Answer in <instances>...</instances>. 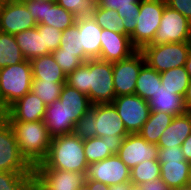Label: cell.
I'll return each instance as SVG.
<instances>
[{
    "label": "cell",
    "mask_w": 191,
    "mask_h": 190,
    "mask_svg": "<svg viewBox=\"0 0 191 190\" xmlns=\"http://www.w3.org/2000/svg\"><path fill=\"white\" fill-rule=\"evenodd\" d=\"M51 54L66 76L83 63L75 53L63 52L62 48L52 51Z\"/></svg>",
    "instance_id": "39"
},
{
    "label": "cell",
    "mask_w": 191,
    "mask_h": 190,
    "mask_svg": "<svg viewBox=\"0 0 191 190\" xmlns=\"http://www.w3.org/2000/svg\"><path fill=\"white\" fill-rule=\"evenodd\" d=\"M46 105L31 91L16 100L4 112L3 117L8 122L43 121Z\"/></svg>",
    "instance_id": "16"
},
{
    "label": "cell",
    "mask_w": 191,
    "mask_h": 190,
    "mask_svg": "<svg viewBox=\"0 0 191 190\" xmlns=\"http://www.w3.org/2000/svg\"><path fill=\"white\" fill-rule=\"evenodd\" d=\"M189 166L190 162L188 161H165L160 164V178L171 189L186 187Z\"/></svg>",
    "instance_id": "28"
},
{
    "label": "cell",
    "mask_w": 191,
    "mask_h": 190,
    "mask_svg": "<svg viewBox=\"0 0 191 190\" xmlns=\"http://www.w3.org/2000/svg\"><path fill=\"white\" fill-rule=\"evenodd\" d=\"M21 1H46V2H56L57 0H21Z\"/></svg>",
    "instance_id": "55"
},
{
    "label": "cell",
    "mask_w": 191,
    "mask_h": 190,
    "mask_svg": "<svg viewBox=\"0 0 191 190\" xmlns=\"http://www.w3.org/2000/svg\"><path fill=\"white\" fill-rule=\"evenodd\" d=\"M43 122L52 138L73 133L75 127V124H67V111L59 100L46 105Z\"/></svg>",
    "instance_id": "24"
},
{
    "label": "cell",
    "mask_w": 191,
    "mask_h": 190,
    "mask_svg": "<svg viewBox=\"0 0 191 190\" xmlns=\"http://www.w3.org/2000/svg\"><path fill=\"white\" fill-rule=\"evenodd\" d=\"M33 172H0V190H32Z\"/></svg>",
    "instance_id": "35"
},
{
    "label": "cell",
    "mask_w": 191,
    "mask_h": 190,
    "mask_svg": "<svg viewBox=\"0 0 191 190\" xmlns=\"http://www.w3.org/2000/svg\"><path fill=\"white\" fill-rule=\"evenodd\" d=\"M109 190H122V183L109 186Z\"/></svg>",
    "instance_id": "51"
},
{
    "label": "cell",
    "mask_w": 191,
    "mask_h": 190,
    "mask_svg": "<svg viewBox=\"0 0 191 190\" xmlns=\"http://www.w3.org/2000/svg\"><path fill=\"white\" fill-rule=\"evenodd\" d=\"M160 77L164 88L174 91V94L184 97L190 81V77L185 66L164 71L160 73Z\"/></svg>",
    "instance_id": "32"
},
{
    "label": "cell",
    "mask_w": 191,
    "mask_h": 190,
    "mask_svg": "<svg viewBox=\"0 0 191 190\" xmlns=\"http://www.w3.org/2000/svg\"><path fill=\"white\" fill-rule=\"evenodd\" d=\"M174 116L164 112H151L138 134L147 142L157 144L162 133L171 124Z\"/></svg>",
    "instance_id": "29"
},
{
    "label": "cell",
    "mask_w": 191,
    "mask_h": 190,
    "mask_svg": "<svg viewBox=\"0 0 191 190\" xmlns=\"http://www.w3.org/2000/svg\"><path fill=\"white\" fill-rule=\"evenodd\" d=\"M140 186L142 190H171V188L161 178L145 182Z\"/></svg>",
    "instance_id": "45"
},
{
    "label": "cell",
    "mask_w": 191,
    "mask_h": 190,
    "mask_svg": "<svg viewBox=\"0 0 191 190\" xmlns=\"http://www.w3.org/2000/svg\"><path fill=\"white\" fill-rule=\"evenodd\" d=\"M85 183L89 186L90 190H109V186L102 184L99 181L85 179Z\"/></svg>",
    "instance_id": "47"
},
{
    "label": "cell",
    "mask_w": 191,
    "mask_h": 190,
    "mask_svg": "<svg viewBox=\"0 0 191 190\" xmlns=\"http://www.w3.org/2000/svg\"><path fill=\"white\" fill-rule=\"evenodd\" d=\"M77 190H90L89 186L84 182Z\"/></svg>",
    "instance_id": "54"
},
{
    "label": "cell",
    "mask_w": 191,
    "mask_h": 190,
    "mask_svg": "<svg viewBox=\"0 0 191 190\" xmlns=\"http://www.w3.org/2000/svg\"><path fill=\"white\" fill-rule=\"evenodd\" d=\"M56 3L76 18L90 16L93 9L87 0H57Z\"/></svg>",
    "instance_id": "42"
},
{
    "label": "cell",
    "mask_w": 191,
    "mask_h": 190,
    "mask_svg": "<svg viewBox=\"0 0 191 190\" xmlns=\"http://www.w3.org/2000/svg\"><path fill=\"white\" fill-rule=\"evenodd\" d=\"M36 26L23 1L5 0L0 13V32L15 35Z\"/></svg>",
    "instance_id": "14"
},
{
    "label": "cell",
    "mask_w": 191,
    "mask_h": 190,
    "mask_svg": "<svg viewBox=\"0 0 191 190\" xmlns=\"http://www.w3.org/2000/svg\"><path fill=\"white\" fill-rule=\"evenodd\" d=\"M187 187L191 188V162H190L189 171H188Z\"/></svg>",
    "instance_id": "52"
},
{
    "label": "cell",
    "mask_w": 191,
    "mask_h": 190,
    "mask_svg": "<svg viewBox=\"0 0 191 190\" xmlns=\"http://www.w3.org/2000/svg\"><path fill=\"white\" fill-rule=\"evenodd\" d=\"M33 82L30 60L0 69V111L31 91Z\"/></svg>",
    "instance_id": "3"
},
{
    "label": "cell",
    "mask_w": 191,
    "mask_h": 190,
    "mask_svg": "<svg viewBox=\"0 0 191 190\" xmlns=\"http://www.w3.org/2000/svg\"><path fill=\"white\" fill-rule=\"evenodd\" d=\"M166 5L165 0H141L136 28L130 35L131 43L137 50L153 41Z\"/></svg>",
    "instance_id": "6"
},
{
    "label": "cell",
    "mask_w": 191,
    "mask_h": 190,
    "mask_svg": "<svg viewBox=\"0 0 191 190\" xmlns=\"http://www.w3.org/2000/svg\"><path fill=\"white\" fill-rule=\"evenodd\" d=\"M184 104L188 111H191V79L184 95Z\"/></svg>",
    "instance_id": "48"
},
{
    "label": "cell",
    "mask_w": 191,
    "mask_h": 190,
    "mask_svg": "<svg viewBox=\"0 0 191 190\" xmlns=\"http://www.w3.org/2000/svg\"><path fill=\"white\" fill-rule=\"evenodd\" d=\"M21 155L34 168L47 156L52 137L43 121L9 122Z\"/></svg>",
    "instance_id": "2"
},
{
    "label": "cell",
    "mask_w": 191,
    "mask_h": 190,
    "mask_svg": "<svg viewBox=\"0 0 191 190\" xmlns=\"http://www.w3.org/2000/svg\"><path fill=\"white\" fill-rule=\"evenodd\" d=\"M36 28L39 33H43L44 47L49 53L60 47L62 31L44 24H37Z\"/></svg>",
    "instance_id": "41"
},
{
    "label": "cell",
    "mask_w": 191,
    "mask_h": 190,
    "mask_svg": "<svg viewBox=\"0 0 191 190\" xmlns=\"http://www.w3.org/2000/svg\"><path fill=\"white\" fill-rule=\"evenodd\" d=\"M80 33L81 47L84 53L90 58H99L101 50L102 28L95 22L93 17H79L75 23Z\"/></svg>",
    "instance_id": "21"
},
{
    "label": "cell",
    "mask_w": 191,
    "mask_h": 190,
    "mask_svg": "<svg viewBox=\"0 0 191 190\" xmlns=\"http://www.w3.org/2000/svg\"><path fill=\"white\" fill-rule=\"evenodd\" d=\"M157 144L147 142L138 133L128 134L122 141L117 153L118 157L131 170L137 164L146 160H158Z\"/></svg>",
    "instance_id": "15"
},
{
    "label": "cell",
    "mask_w": 191,
    "mask_h": 190,
    "mask_svg": "<svg viewBox=\"0 0 191 190\" xmlns=\"http://www.w3.org/2000/svg\"><path fill=\"white\" fill-rule=\"evenodd\" d=\"M95 121V104H92L91 109L75 124L73 133L82 140L96 137Z\"/></svg>",
    "instance_id": "38"
},
{
    "label": "cell",
    "mask_w": 191,
    "mask_h": 190,
    "mask_svg": "<svg viewBox=\"0 0 191 190\" xmlns=\"http://www.w3.org/2000/svg\"><path fill=\"white\" fill-rule=\"evenodd\" d=\"M90 15L102 29L125 34L123 18L119 16L117 10L95 6Z\"/></svg>",
    "instance_id": "33"
},
{
    "label": "cell",
    "mask_w": 191,
    "mask_h": 190,
    "mask_svg": "<svg viewBox=\"0 0 191 190\" xmlns=\"http://www.w3.org/2000/svg\"><path fill=\"white\" fill-rule=\"evenodd\" d=\"M86 179L99 181L108 186L129 183L130 169L115 154L102 161L90 163L88 165Z\"/></svg>",
    "instance_id": "13"
},
{
    "label": "cell",
    "mask_w": 191,
    "mask_h": 190,
    "mask_svg": "<svg viewBox=\"0 0 191 190\" xmlns=\"http://www.w3.org/2000/svg\"><path fill=\"white\" fill-rule=\"evenodd\" d=\"M100 38V60L113 63L127 59L137 51L131 43L130 36L124 33L102 29Z\"/></svg>",
    "instance_id": "17"
},
{
    "label": "cell",
    "mask_w": 191,
    "mask_h": 190,
    "mask_svg": "<svg viewBox=\"0 0 191 190\" xmlns=\"http://www.w3.org/2000/svg\"><path fill=\"white\" fill-rule=\"evenodd\" d=\"M141 0H101L99 7L117 10L125 27V34L130 36L136 28Z\"/></svg>",
    "instance_id": "26"
},
{
    "label": "cell",
    "mask_w": 191,
    "mask_h": 190,
    "mask_svg": "<svg viewBox=\"0 0 191 190\" xmlns=\"http://www.w3.org/2000/svg\"><path fill=\"white\" fill-rule=\"evenodd\" d=\"M191 134V111L174 116L171 124L162 133L157 143L158 148L181 147Z\"/></svg>",
    "instance_id": "22"
},
{
    "label": "cell",
    "mask_w": 191,
    "mask_h": 190,
    "mask_svg": "<svg viewBox=\"0 0 191 190\" xmlns=\"http://www.w3.org/2000/svg\"><path fill=\"white\" fill-rule=\"evenodd\" d=\"M165 161H186L181 147L159 148L158 162L162 164Z\"/></svg>",
    "instance_id": "43"
},
{
    "label": "cell",
    "mask_w": 191,
    "mask_h": 190,
    "mask_svg": "<svg viewBox=\"0 0 191 190\" xmlns=\"http://www.w3.org/2000/svg\"><path fill=\"white\" fill-rule=\"evenodd\" d=\"M14 36L26 60L49 54L44 47L43 33H39L36 27L16 33Z\"/></svg>",
    "instance_id": "27"
},
{
    "label": "cell",
    "mask_w": 191,
    "mask_h": 190,
    "mask_svg": "<svg viewBox=\"0 0 191 190\" xmlns=\"http://www.w3.org/2000/svg\"><path fill=\"white\" fill-rule=\"evenodd\" d=\"M4 2H5V0H0V13H1V9H2Z\"/></svg>",
    "instance_id": "57"
},
{
    "label": "cell",
    "mask_w": 191,
    "mask_h": 190,
    "mask_svg": "<svg viewBox=\"0 0 191 190\" xmlns=\"http://www.w3.org/2000/svg\"><path fill=\"white\" fill-rule=\"evenodd\" d=\"M181 149L185 155L186 161L191 162V134L182 143Z\"/></svg>",
    "instance_id": "46"
},
{
    "label": "cell",
    "mask_w": 191,
    "mask_h": 190,
    "mask_svg": "<svg viewBox=\"0 0 191 190\" xmlns=\"http://www.w3.org/2000/svg\"><path fill=\"white\" fill-rule=\"evenodd\" d=\"M185 69L187 70L189 77L191 79V49L189 51L188 57H187V61L185 63Z\"/></svg>",
    "instance_id": "50"
},
{
    "label": "cell",
    "mask_w": 191,
    "mask_h": 190,
    "mask_svg": "<svg viewBox=\"0 0 191 190\" xmlns=\"http://www.w3.org/2000/svg\"><path fill=\"white\" fill-rule=\"evenodd\" d=\"M25 60L15 36L0 32V69Z\"/></svg>",
    "instance_id": "31"
},
{
    "label": "cell",
    "mask_w": 191,
    "mask_h": 190,
    "mask_svg": "<svg viewBox=\"0 0 191 190\" xmlns=\"http://www.w3.org/2000/svg\"><path fill=\"white\" fill-rule=\"evenodd\" d=\"M161 86L160 73L145 64L139 72L135 94L148 101Z\"/></svg>",
    "instance_id": "30"
},
{
    "label": "cell",
    "mask_w": 191,
    "mask_h": 190,
    "mask_svg": "<svg viewBox=\"0 0 191 190\" xmlns=\"http://www.w3.org/2000/svg\"><path fill=\"white\" fill-rule=\"evenodd\" d=\"M33 169H55L87 174L83 140L74 133L55 136L46 158Z\"/></svg>",
    "instance_id": "1"
},
{
    "label": "cell",
    "mask_w": 191,
    "mask_h": 190,
    "mask_svg": "<svg viewBox=\"0 0 191 190\" xmlns=\"http://www.w3.org/2000/svg\"><path fill=\"white\" fill-rule=\"evenodd\" d=\"M122 190H142L140 185L132 183H122Z\"/></svg>",
    "instance_id": "49"
},
{
    "label": "cell",
    "mask_w": 191,
    "mask_h": 190,
    "mask_svg": "<svg viewBox=\"0 0 191 190\" xmlns=\"http://www.w3.org/2000/svg\"><path fill=\"white\" fill-rule=\"evenodd\" d=\"M0 172H33V167L21 155L13 128L0 118Z\"/></svg>",
    "instance_id": "7"
},
{
    "label": "cell",
    "mask_w": 191,
    "mask_h": 190,
    "mask_svg": "<svg viewBox=\"0 0 191 190\" xmlns=\"http://www.w3.org/2000/svg\"><path fill=\"white\" fill-rule=\"evenodd\" d=\"M126 136L105 135L103 137H91L83 140L84 154L88 165L117 154Z\"/></svg>",
    "instance_id": "18"
},
{
    "label": "cell",
    "mask_w": 191,
    "mask_h": 190,
    "mask_svg": "<svg viewBox=\"0 0 191 190\" xmlns=\"http://www.w3.org/2000/svg\"><path fill=\"white\" fill-rule=\"evenodd\" d=\"M86 179L84 173L55 169H33L36 190H77Z\"/></svg>",
    "instance_id": "12"
},
{
    "label": "cell",
    "mask_w": 191,
    "mask_h": 190,
    "mask_svg": "<svg viewBox=\"0 0 191 190\" xmlns=\"http://www.w3.org/2000/svg\"><path fill=\"white\" fill-rule=\"evenodd\" d=\"M191 41L166 44H148L140 51L145 57L146 64L158 73L172 68L185 66Z\"/></svg>",
    "instance_id": "5"
},
{
    "label": "cell",
    "mask_w": 191,
    "mask_h": 190,
    "mask_svg": "<svg viewBox=\"0 0 191 190\" xmlns=\"http://www.w3.org/2000/svg\"><path fill=\"white\" fill-rule=\"evenodd\" d=\"M63 52L75 53L83 62L90 59L83 51L80 33L76 24L62 31L60 47Z\"/></svg>",
    "instance_id": "37"
},
{
    "label": "cell",
    "mask_w": 191,
    "mask_h": 190,
    "mask_svg": "<svg viewBox=\"0 0 191 190\" xmlns=\"http://www.w3.org/2000/svg\"><path fill=\"white\" fill-rule=\"evenodd\" d=\"M30 62L32 66L33 79L66 83L67 76L57 64L51 53L35 57L31 59Z\"/></svg>",
    "instance_id": "25"
},
{
    "label": "cell",
    "mask_w": 191,
    "mask_h": 190,
    "mask_svg": "<svg viewBox=\"0 0 191 190\" xmlns=\"http://www.w3.org/2000/svg\"><path fill=\"white\" fill-rule=\"evenodd\" d=\"M87 96L92 104L112 103L115 98L113 63L87 60Z\"/></svg>",
    "instance_id": "4"
},
{
    "label": "cell",
    "mask_w": 191,
    "mask_h": 190,
    "mask_svg": "<svg viewBox=\"0 0 191 190\" xmlns=\"http://www.w3.org/2000/svg\"><path fill=\"white\" fill-rule=\"evenodd\" d=\"M151 112H164L173 116L182 115L188 110L184 104V97L174 94L163 86L158 87L156 93L148 100Z\"/></svg>",
    "instance_id": "23"
},
{
    "label": "cell",
    "mask_w": 191,
    "mask_h": 190,
    "mask_svg": "<svg viewBox=\"0 0 191 190\" xmlns=\"http://www.w3.org/2000/svg\"><path fill=\"white\" fill-rule=\"evenodd\" d=\"M58 100L67 111V124H76L92 107V103L86 94L70 87L66 83Z\"/></svg>",
    "instance_id": "20"
},
{
    "label": "cell",
    "mask_w": 191,
    "mask_h": 190,
    "mask_svg": "<svg viewBox=\"0 0 191 190\" xmlns=\"http://www.w3.org/2000/svg\"><path fill=\"white\" fill-rule=\"evenodd\" d=\"M66 84L87 95V61L67 75Z\"/></svg>",
    "instance_id": "40"
},
{
    "label": "cell",
    "mask_w": 191,
    "mask_h": 190,
    "mask_svg": "<svg viewBox=\"0 0 191 190\" xmlns=\"http://www.w3.org/2000/svg\"><path fill=\"white\" fill-rule=\"evenodd\" d=\"M95 120L96 137L129 134L112 103L95 104Z\"/></svg>",
    "instance_id": "19"
},
{
    "label": "cell",
    "mask_w": 191,
    "mask_h": 190,
    "mask_svg": "<svg viewBox=\"0 0 191 190\" xmlns=\"http://www.w3.org/2000/svg\"><path fill=\"white\" fill-rule=\"evenodd\" d=\"M167 6L178 11L191 22V0H165Z\"/></svg>",
    "instance_id": "44"
},
{
    "label": "cell",
    "mask_w": 191,
    "mask_h": 190,
    "mask_svg": "<svg viewBox=\"0 0 191 190\" xmlns=\"http://www.w3.org/2000/svg\"><path fill=\"white\" fill-rule=\"evenodd\" d=\"M112 104L129 134L138 133L151 113L148 101L136 94L117 96Z\"/></svg>",
    "instance_id": "8"
},
{
    "label": "cell",
    "mask_w": 191,
    "mask_h": 190,
    "mask_svg": "<svg viewBox=\"0 0 191 190\" xmlns=\"http://www.w3.org/2000/svg\"><path fill=\"white\" fill-rule=\"evenodd\" d=\"M191 41V22L178 11L165 6L158 29L150 44Z\"/></svg>",
    "instance_id": "9"
},
{
    "label": "cell",
    "mask_w": 191,
    "mask_h": 190,
    "mask_svg": "<svg viewBox=\"0 0 191 190\" xmlns=\"http://www.w3.org/2000/svg\"><path fill=\"white\" fill-rule=\"evenodd\" d=\"M64 84L33 79L31 92L39 97L45 105H49L59 99Z\"/></svg>",
    "instance_id": "36"
},
{
    "label": "cell",
    "mask_w": 191,
    "mask_h": 190,
    "mask_svg": "<svg viewBox=\"0 0 191 190\" xmlns=\"http://www.w3.org/2000/svg\"><path fill=\"white\" fill-rule=\"evenodd\" d=\"M37 24L55 27L60 31L73 26L77 18L56 2L23 1Z\"/></svg>",
    "instance_id": "11"
},
{
    "label": "cell",
    "mask_w": 191,
    "mask_h": 190,
    "mask_svg": "<svg viewBox=\"0 0 191 190\" xmlns=\"http://www.w3.org/2000/svg\"><path fill=\"white\" fill-rule=\"evenodd\" d=\"M171 190H191L190 187H182V188H175V189H171Z\"/></svg>",
    "instance_id": "56"
},
{
    "label": "cell",
    "mask_w": 191,
    "mask_h": 190,
    "mask_svg": "<svg viewBox=\"0 0 191 190\" xmlns=\"http://www.w3.org/2000/svg\"><path fill=\"white\" fill-rule=\"evenodd\" d=\"M92 7L98 6L101 0H87Z\"/></svg>",
    "instance_id": "53"
},
{
    "label": "cell",
    "mask_w": 191,
    "mask_h": 190,
    "mask_svg": "<svg viewBox=\"0 0 191 190\" xmlns=\"http://www.w3.org/2000/svg\"><path fill=\"white\" fill-rule=\"evenodd\" d=\"M145 64V57L140 50L127 59L113 62L115 97L135 94L137 78Z\"/></svg>",
    "instance_id": "10"
},
{
    "label": "cell",
    "mask_w": 191,
    "mask_h": 190,
    "mask_svg": "<svg viewBox=\"0 0 191 190\" xmlns=\"http://www.w3.org/2000/svg\"><path fill=\"white\" fill-rule=\"evenodd\" d=\"M161 170L158 160H146L130 170V183L141 185L145 182L160 179Z\"/></svg>",
    "instance_id": "34"
}]
</instances>
